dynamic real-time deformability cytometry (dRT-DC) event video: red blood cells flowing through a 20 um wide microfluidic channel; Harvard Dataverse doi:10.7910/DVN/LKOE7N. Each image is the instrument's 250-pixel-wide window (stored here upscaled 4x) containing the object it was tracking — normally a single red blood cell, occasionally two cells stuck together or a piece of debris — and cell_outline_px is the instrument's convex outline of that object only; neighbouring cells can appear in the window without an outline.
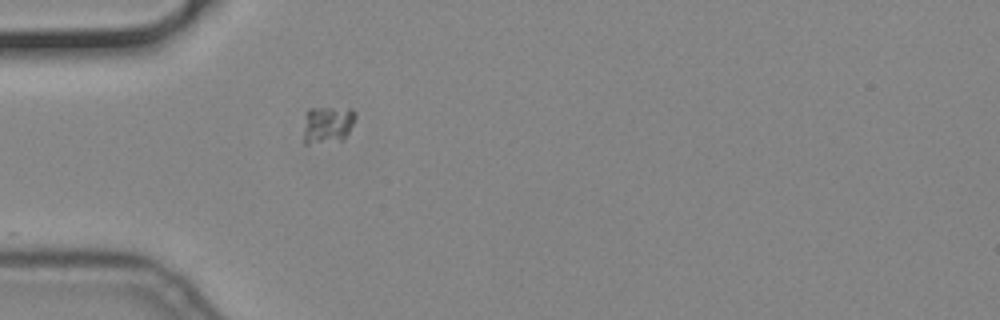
{"species": "common noctule bat (a hibernating species)", "species_latin": "Nyctalus noctula", "temperature_condition": "cold", "stored_images_in_passage": 40, "camera_frame_rate_fps": 3000, "um_per_image_px": 0.085, "animal": {"sex": "male", "body_mass_g": 19.2, "forearm_length_mm": 51.8}, "frame": {"image": 1, "passage_image": 1, "time_ms": 0.0, "image_size_px": [1000, 320], "cell_outline_px": [[356, 116], [344, 140], [308, 144], [304, 144], [304, 128], [308, 108], [352, 108], [356, 112]], "centroid_in_image_um": [27.86, 10.59], "position_along_channel_um": 57.1, "area_um2": 11.27}}
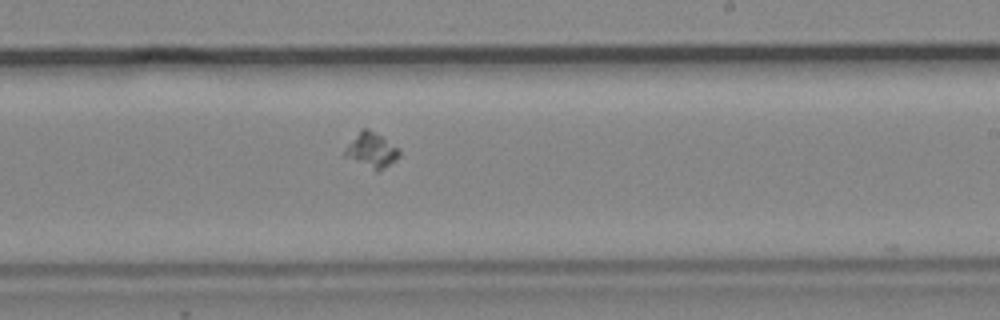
{"frame": {"image": 2, "passage_image": 18, "time_ms": 5.667, "image_size_px": [1000, 320], "cell_outline_px": [[400, 156], [396, 160], [384, 168], [376, 172], [344, 156], [344, 152], [348, 144], [360, 128], [368, 128], [400, 148]], "centroid_in_image_um": [31.59, 12.77], "position_along_channel_um": 257.4, "area_um2": 11.16}}
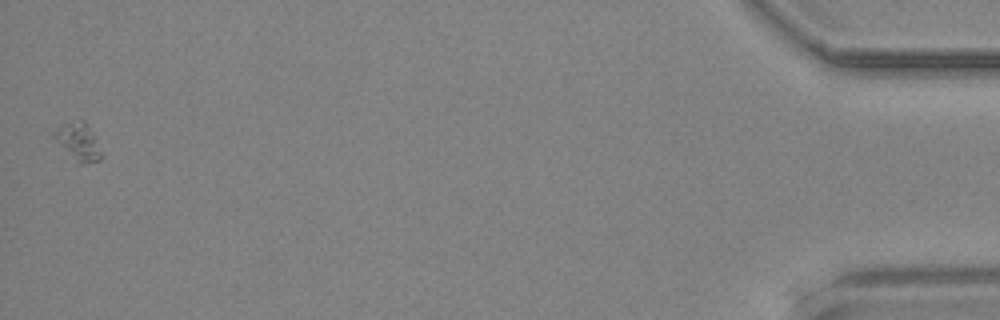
{"frame": {"image": 3, "passage_image": 40, "time_ms": 13.0, "image_size_px": [1000, 320], "cell_outline_px": [[104, 156], [100, 160], [80, 164], [76, 164], [52, 136], [56, 128], [60, 124], [80, 120], [84, 120], [92, 132]], "centroid_in_image_um": [6.65, 12.07], "position_along_channel_um": 428.5, "area_um2": 10.4}}